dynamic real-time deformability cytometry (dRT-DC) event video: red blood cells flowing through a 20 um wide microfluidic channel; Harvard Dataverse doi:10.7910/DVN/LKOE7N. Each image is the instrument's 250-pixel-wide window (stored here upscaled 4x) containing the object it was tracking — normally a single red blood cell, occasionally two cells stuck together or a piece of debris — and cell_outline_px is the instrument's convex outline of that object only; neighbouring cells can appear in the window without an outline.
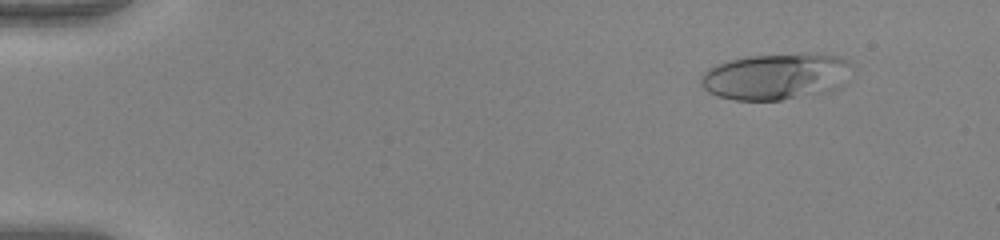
{"species": "human", "species_latin": "Homo sapiens", "temperature_condition": "warm", "stored_images_in_passage": 51, "camera_frame_rate_fps": 3000, "um_per_image_px": 0.085, "donor": {"sex": "female"}, "frame": {"image": 1, "passage_image": 6, "time_ms": 1.667, "image_size_px": [1000, 240], "cell_outline_px": [[856, 68], [848, 80], [840, 88], [832, 92], [780, 100], [736, 100], [716, 96], [708, 92], [700, 84], [700, 80], [704, 72], [708, 68], [716, 64], [728, 60], [748, 56], [800, 52], [816, 52], [840, 56], [848, 60]], "centroid_in_image_um": [66.08, 6.48], "position_along_channel_um": 18.9, "area_um2": 42.37}}
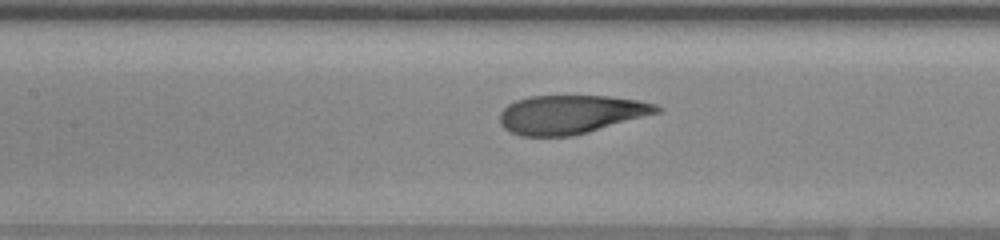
{"frame": {"image": 2, "passage_image": 25, "time_ms": 8.0, "image_size_px": [1000, 240], "cell_outline_px": [[664, 112], [588, 132], [572, 136], [520, 136], [504, 128], [500, 124], [500, 112], [508, 104], [516, 100], [528, 96], [608, 96], [636, 100], [656, 104], [664, 108]], "centroid_in_image_um": [48.56, 9.72], "position_along_channel_um": 158.8, "area_um2": 35.66}}
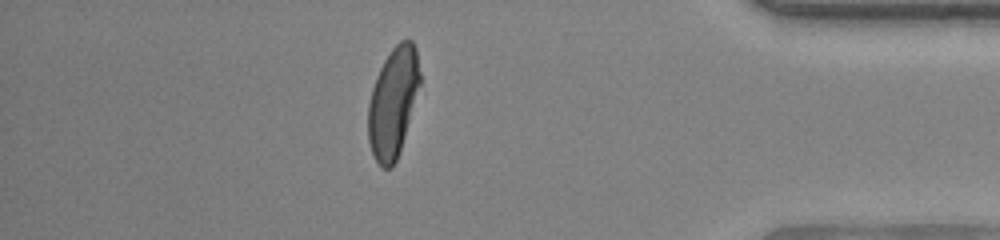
{"frame": {"image": 3, "passage_image": 45, "time_ms": 14.667, "image_size_px": [1000, 240], "cell_outline_px": [[420, 84], [404, 136], [396, 160], [392, 168], [384, 168], [376, 160], [372, 152], [368, 140], [368, 104], [372, 88], [376, 76], [384, 60], [392, 48], [400, 40], [412, 40], [416, 48], [420, 72]], "centroid_in_image_um": [33.4, 8.66], "position_along_channel_um": 401.8, "area_um2": 32.71}, "authors_computed_cell_mechanics": {"area_um2": 36.703, "velocity_mm_per_s": 4.099, "shape_relaxation_time_tau1_ms": 4.4554, "shape_relaxation_time_tau2_ms": 0.6612, "deformation_change_tau1": 0.2258, "deformation_change_tau2": 0.0757}}